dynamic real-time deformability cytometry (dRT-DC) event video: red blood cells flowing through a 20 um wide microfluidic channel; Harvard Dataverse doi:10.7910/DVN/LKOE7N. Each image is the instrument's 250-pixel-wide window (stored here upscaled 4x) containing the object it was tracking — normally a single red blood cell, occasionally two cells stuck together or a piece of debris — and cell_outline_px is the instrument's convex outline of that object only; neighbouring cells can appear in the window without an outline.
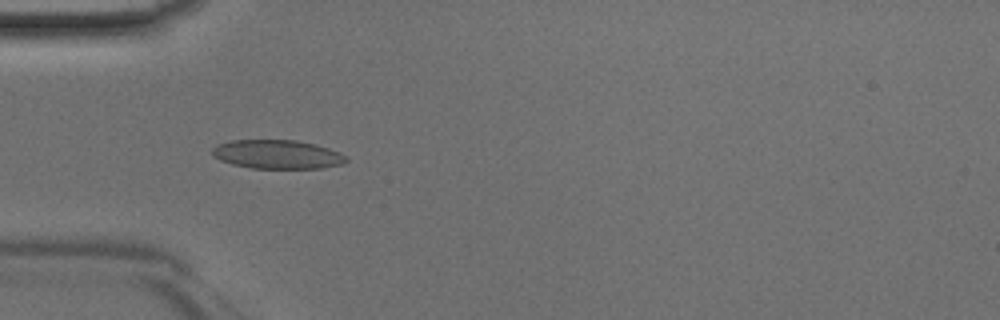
{"species": "Egyptian fruit bat (a non-hibernating species)", "species_latin": "Rousettus aegyptiacus", "temperature_condition": "room temperature", "stored_images_in_passage": 37, "camera_frame_rate_fps": 3000, "um_per_image_px": 0.085, "animal": {"sex": "male"}, "frame": {"image": 1, "passage_image": 8, "time_ms": 2.333, "image_size_px": [1000, 320], "cell_outline_px": [[348, 160], [344, 164], [320, 168], [252, 168], [232, 164], [220, 160], [212, 156], [212, 148], [220, 144], [232, 140], [296, 140], [316, 144], [340, 152]], "centroid_in_image_um": [23.58, 13.12], "position_along_channel_um": 61.4, "area_um2": 22.48}}
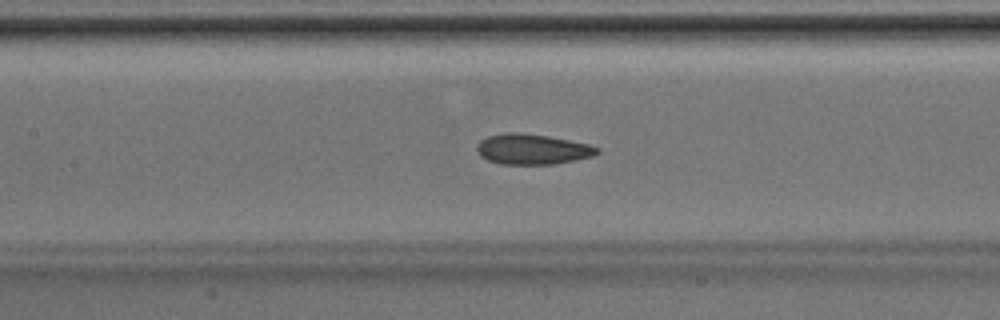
{"frame": {"image": 2, "passage_image": 15, "time_ms": 4.667, "image_size_px": [1000, 320], "cell_outline_px": [[600, 152], [592, 156], [576, 160], [552, 164], [500, 164], [488, 160], [480, 156], [476, 152], [476, 148], [480, 140], [488, 136], [508, 132], [520, 132], [548, 136], [588, 144], [600, 148]], "centroid_in_image_um": [45.23, 12.68], "position_along_channel_um": 162.2, "area_um2": 21.33}}
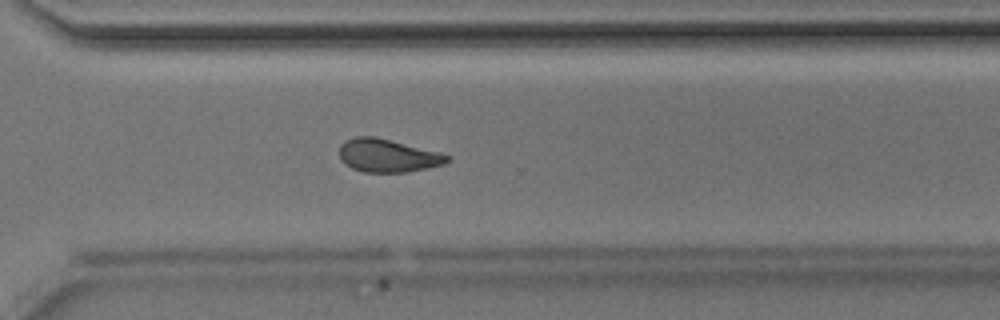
{"frame": {"image": 3, "passage_image": 27, "time_ms": 8.667, "image_size_px": [1000, 320], "cell_outline_px": [[452, 160], [444, 164], [428, 168], [408, 172], [364, 172], [352, 168], [344, 164], [340, 160], [340, 144], [344, 140], [356, 136], [376, 136], [452, 156]], "centroid_in_image_um": [32.94, 13.23], "position_along_channel_um": 337.7, "area_um2": 20.92}}